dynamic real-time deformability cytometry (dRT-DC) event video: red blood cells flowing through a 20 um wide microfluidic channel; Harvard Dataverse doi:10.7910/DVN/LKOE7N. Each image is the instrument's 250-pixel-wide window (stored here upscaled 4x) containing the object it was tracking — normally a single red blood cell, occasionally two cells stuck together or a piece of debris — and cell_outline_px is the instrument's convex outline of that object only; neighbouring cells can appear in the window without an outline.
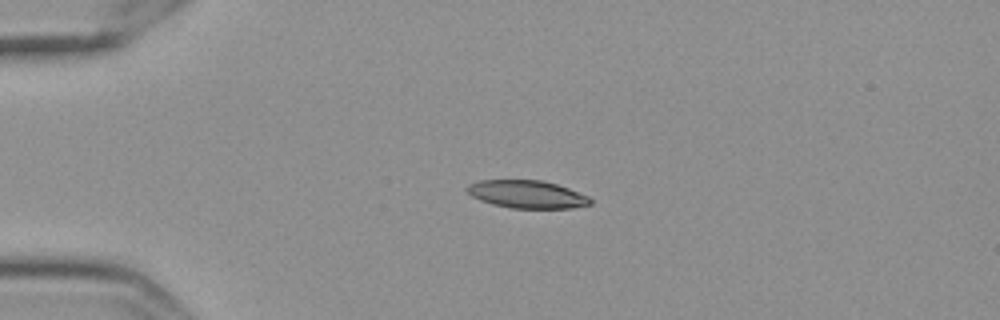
{"species": "Egyptian fruit bat (a non-hibernating species)", "species_latin": "Rousettus aegyptiacus", "temperature_condition": "cold", "stored_images_in_passage": 45, "camera_frame_rate_fps": 3000, "um_per_image_px": 0.085, "frame": {"image": 1, "passage_image": 1, "time_ms": 0.0, "image_size_px": [1000, 320], "cell_outline_px": [[592, 204], [572, 208], [512, 208], [492, 204], [480, 200], [472, 196], [464, 188], [468, 184], [480, 180], [544, 180], [568, 188], [588, 196], [592, 200]], "centroid_in_image_um": [44.78, 16.51], "position_along_channel_um": 40.2, "area_um2": 20.0}}
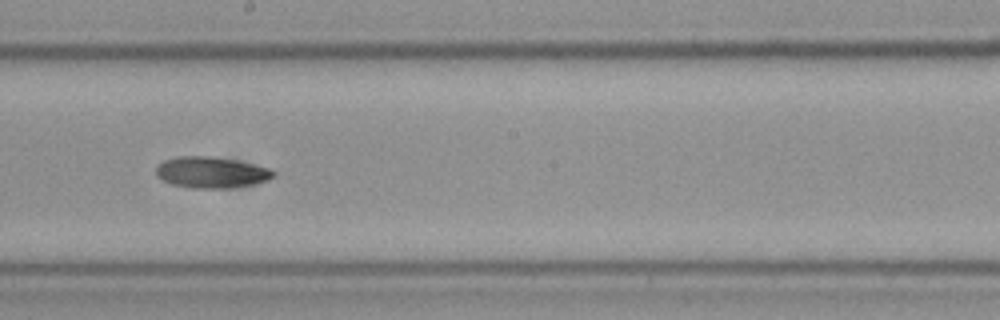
{"frame": {"image": 2, "passage_image": 20, "time_ms": 6.333, "image_size_px": [1000, 320], "cell_outline_px": [[276, 176], [268, 180], [252, 184], [228, 188], [192, 188], [172, 184], [156, 176], [156, 168], [164, 160], [176, 156], [208, 156], [232, 160], [272, 168], [276, 172]], "centroid_in_image_um": [17.98, 14.65], "position_along_channel_um": 230.2, "area_um2": 21.21}}
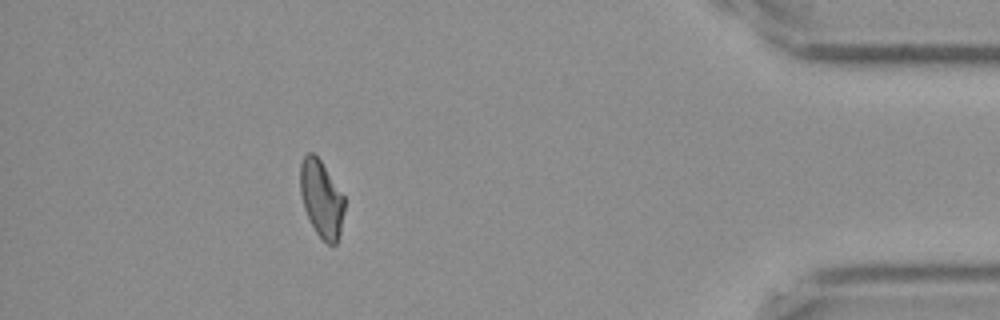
{"frame": {"image": 3, "passage_image": 39, "time_ms": 12.667, "image_size_px": [1000, 320], "cell_outline_px": [[344, 212], [340, 232], [336, 244], [328, 244], [316, 232], [304, 208], [300, 192], [300, 164], [304, 156], [308, 152], [312, 152], [320, 160], [344, 196]], "centroid_in_image_um": [27.31, 16.88], "position_along_channel_um": 407.9, "area_um2": 19.54}, "authors_computed_cell_mechanics": {"area_um2": 20.6346, "velocity_mm_per_s": 3.5374, "shape_relaxation_time_tau1_ms": null, "shape_relaxation_time_tau2_ms": 7.9768, "deformation_change_tau1": null, "deformation_change_tau2": 0.1488}}